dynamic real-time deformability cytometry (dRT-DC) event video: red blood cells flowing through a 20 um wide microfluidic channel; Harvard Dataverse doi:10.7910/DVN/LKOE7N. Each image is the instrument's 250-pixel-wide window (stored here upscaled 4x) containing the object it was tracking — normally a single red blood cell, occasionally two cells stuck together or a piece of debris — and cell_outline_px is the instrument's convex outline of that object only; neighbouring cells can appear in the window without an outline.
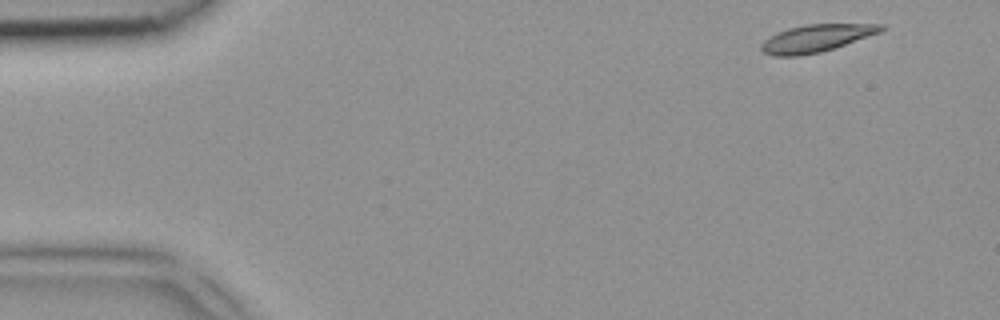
{"species": "common noctule bat (a hibernating species)", "species_latin": "Nyctalus noctula", "temperature_condition": "room temperature", "stored_images_in_passage": 4, "camera_frame_rate_fps": 3000, "um_per_image_px": 0.085, "animal": {"sex": "female", "body_mass_g": 18.4}, "frame": {"image": 1, "passage_image": 1, "time_ms": 0.0, "image_size_px": [1000, 320], "cell_outline_px": [[888, 28], [880, 32], [836, 48], [820, 52], [800, 56], [772, 56], [764, 52], [760, 48], [760, 44], [764, 40], [788, 28], [804, 24], [884, 24]], "centroid_in_image_um": [69.41, 3.25], "position_along_channel_um": 15.6, "area_um2": 19.19}}
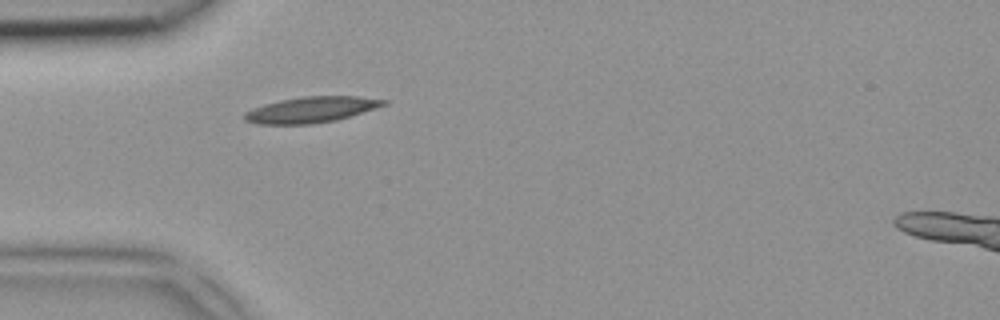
{"frame": {"image": 2, "passage_image": 4, "time_ms": 1.0, "image_size_px": [1000, 320], "cell_outline_px": [[388, 104], [336, 120], [312, 124], [256, 124], [244, 120], [244, 112], [252, 108], [264, 104], [280, 100], [300, 96], [360, 96], [388, 100]], "centroid_in_image_um": [26.43, 9.31], "position_along_channel_um": 58.6, "area_um2": 21.04}}